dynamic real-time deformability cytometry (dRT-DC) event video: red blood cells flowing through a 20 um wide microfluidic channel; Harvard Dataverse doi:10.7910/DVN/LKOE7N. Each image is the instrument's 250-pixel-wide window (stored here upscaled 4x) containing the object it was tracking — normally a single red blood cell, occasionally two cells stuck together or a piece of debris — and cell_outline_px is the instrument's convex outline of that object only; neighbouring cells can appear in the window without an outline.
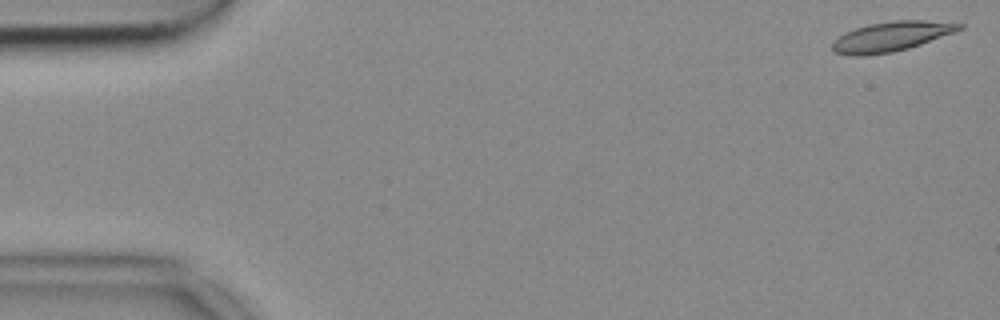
{"species": "common noctule bat (a hibernating species)", "species_latin": "Nyctalus noctula", "temperature_condition": "cold", "stored_images_in_passage": 52, "camera_frame_rate_fps": 3000, "um_per_image_px": 0.085, "animal": {"sex": "female", "body_mass_g": 18.4}, "frame": {"image": 1, "passage_image": 1, "time_ms": 0.0, "image_size_px": [1000, 320], "cell_outline_px": [[964, 28], [956, 32], [908, 48], [892, 52], [864, 56], [848, 56], [836, 52], [832, 48], [832, 40], [844, 32], [868, 24], [892, 20], [924, 20], [964, 24]], "centroid_in_image_um": [75.73, 3.1], "position_along_channel_um": 9.3, "area_um2": 22.14}}
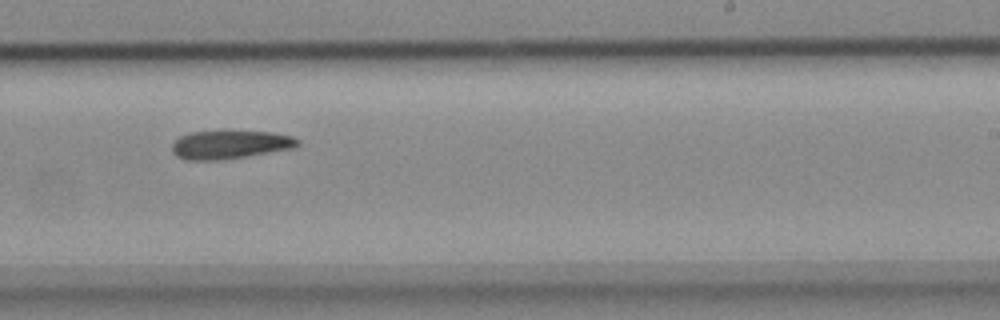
{"frame": {"image": 2, "passage_image": 32, "time_ms": 10.333, "image_size_px": [1000, 320], "cell_outline_px": [[300, 144], [296, 148], [220, 160], [184, 160], [176, 156], [172, 152], [172, 144], [180, 136], [188, 132], [232, 128], [272, 132], [292, 136], [300, 140]], "centroid_in_image_um": [19.56, 12.24], "position_along_channel_um": 269.4, "area_um2": 21.91}}
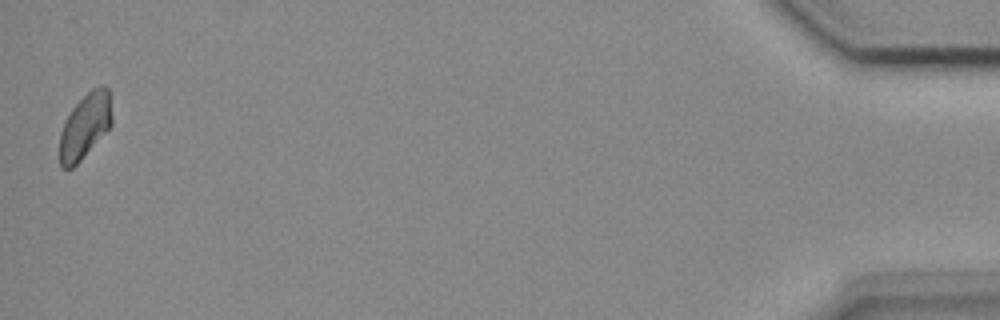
{"frame": {"image": 3, "passage_image": 52, "time_ms": 17.0, "image_size_px": [1000, 320], "cell_outline_px": [[112, 124], [80, 160], [72, 168], [60, 168], [60, 132], [64, 120], [72, 108], [92, 88], [100, 84], [104, 84], [108, 88], [112, 116]], "centroid_in_image_um": [7.22, 10.68], "position_along_channel_um": 428.0, "area_um2": 19.65}}